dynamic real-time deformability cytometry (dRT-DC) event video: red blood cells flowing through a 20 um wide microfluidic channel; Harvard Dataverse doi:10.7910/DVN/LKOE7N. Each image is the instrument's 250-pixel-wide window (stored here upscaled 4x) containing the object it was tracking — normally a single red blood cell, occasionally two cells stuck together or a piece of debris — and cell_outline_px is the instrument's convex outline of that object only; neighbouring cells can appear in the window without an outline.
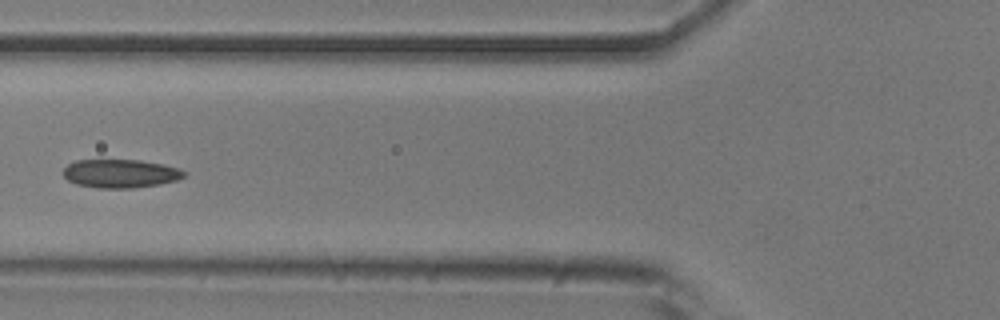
{"species": "common noctule bat (a hibernating species)", "species_latin": "Nyctalus noctula", "temperature_condition": "room temperature", "stored_images_in_passage": 6, "camera_frame_rate_fps": 3000, "um_per_image_px": 0.085, "animal": {"sex": "male", "body_mass_g": 20.5, "forearm_length_mm": 52.5}, "frame": {"image": 1, "passage_image": 6, "time_ms": 1.667, "image_size_px": [1000, 320], "cell_outline_px": [[184, 176], [176, 180], [160, 184], [132, 188], [96, 188], [76, 184], [68, 180], [64, 176], [64, 168], [68, 164], [76, 160], [140, 160], [164, 164], [180, 168], [184, 172]], "centroid_in_image_um": [10.23, 14.75], "position_along_channel_um": 115.6, "area_um2": 20.06}}